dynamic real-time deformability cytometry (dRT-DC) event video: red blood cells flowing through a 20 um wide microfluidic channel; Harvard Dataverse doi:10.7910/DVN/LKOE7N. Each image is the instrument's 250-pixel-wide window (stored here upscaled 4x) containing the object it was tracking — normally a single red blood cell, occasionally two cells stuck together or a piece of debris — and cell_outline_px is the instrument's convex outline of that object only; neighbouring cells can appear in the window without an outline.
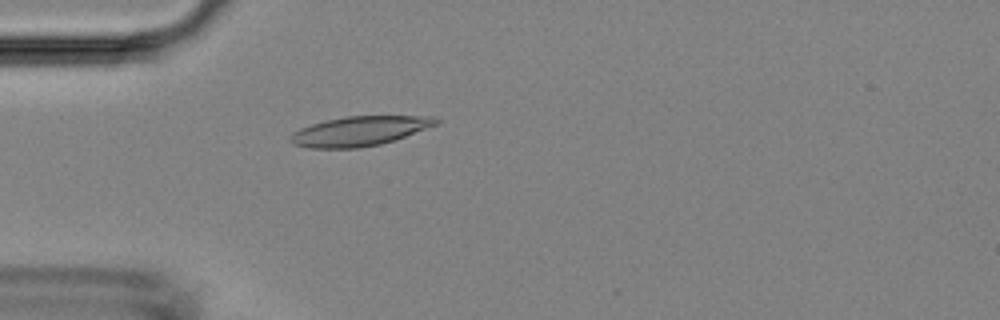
{"species": "Egyptian fruit bat (a non-hibernating species)", "species_latin": "Rousettus aegyptiacus", "temperature_condition": "room temperature", "stored_images_in_passage": 5, "camera_frame_rate_fps": 3000, "um_per_image_px": 0.085, "animal": {"sex": "female"}, "frame": {"image": 1, "passage_image": 5, "time_ms": 4.667, "image_size_px": [1000, 320], "cell_outline_px": [[440, 120], [436, 124], [404, 136], [380, 144], [360, 148], [308, 148], [292, 144], [288, 140], [288, 136], [292, 132], [300, 128], [324, 120], [344, 116], [432, 116]], "centroid_in_image_um": [30.46, 11.14], "position_along_channel_um": 54.5, "area_um2": 25.03}}